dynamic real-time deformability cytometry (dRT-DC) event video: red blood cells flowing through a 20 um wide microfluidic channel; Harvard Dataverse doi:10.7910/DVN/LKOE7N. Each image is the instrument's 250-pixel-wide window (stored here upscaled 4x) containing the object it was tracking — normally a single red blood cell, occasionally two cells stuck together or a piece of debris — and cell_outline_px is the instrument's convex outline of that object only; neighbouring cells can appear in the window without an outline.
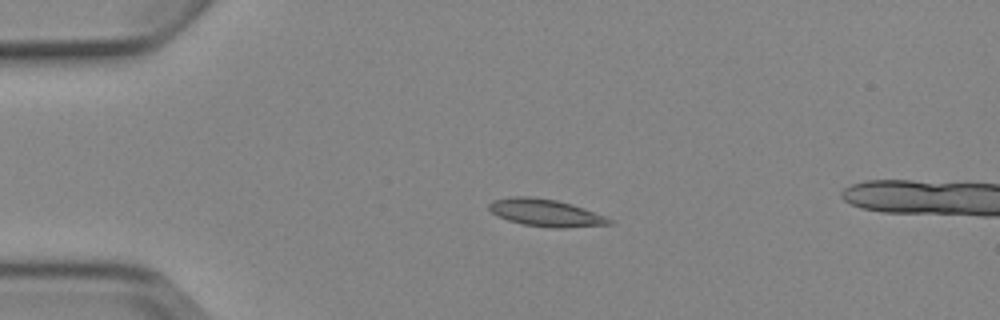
{"species": "Egyptian fruit bat (a non-hibernating species)", "species_latin": "Rousettus aegyptiacus", "temperature_condition": "cold", "stored_images_in_passage": 5, "camera_frame_rate_fps": 3000, "um_per_image_px": 0.085, "animal": {"sex": "female"}, "frame": {"image": 1, "passage_image": 3, "time_ms": 3.333, "image_size_px": [1000, 320], "cell_outline_px": [[612, 224], [564, 228], [552, 228], [520, 224], [508, 220], [492, 212], [488, 208], [488, 204], [492, 200], [508, 196], [532, 196], [556, 200], [572, 204], [584, 208], [604, 216], [612, 220]], "centroid_in_image_um": [46.35, 18.08], "position_along_channel_um": 38.7, "area_um2": 19.19}}